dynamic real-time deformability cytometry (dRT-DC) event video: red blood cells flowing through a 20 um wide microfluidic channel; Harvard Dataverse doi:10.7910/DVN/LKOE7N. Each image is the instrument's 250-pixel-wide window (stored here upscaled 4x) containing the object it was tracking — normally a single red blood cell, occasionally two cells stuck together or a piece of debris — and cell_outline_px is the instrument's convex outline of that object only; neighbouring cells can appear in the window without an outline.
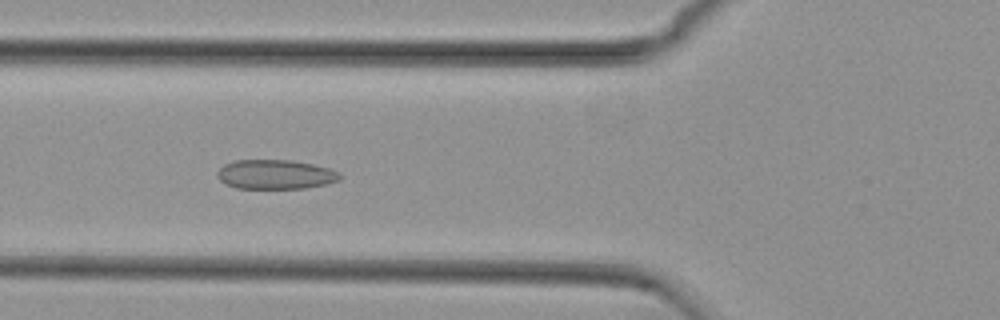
{"species": "common noctule bat (a hibernating species)", "species_latin": "Nyctalus noctula", "temperature_condition": "cold", "stored_images_in_passage": 54, "camera_frame_rate_fps": 3000, "um_per_image_px": 0.085, "animal": {"sex": "female", "body_mass_g": 29.2, "forearm_length_mm": 56.3}, "frame": {"image": 1, "passage_image": 20, "time_ms": 6.333, "image_size_px": [1000, 320], "cell_outline_px": [[340, 180], [324, 184], [304, 188], [236, 188], [224, 184], [216, 176], [216, 172], [224, 164], [236, 160], [292, 160], [312, 164], [328, 168], [340, 172]], "centroid_in_image_um": [23.37, 14.82], "position_along_channel_um": 102.4, "area_um2": 20.98}}
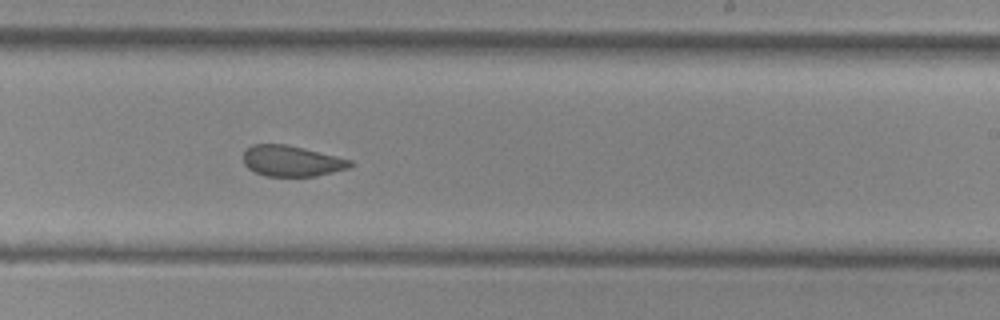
{"frame": {"image": 2, "passage_image": 33, "time_ms": 10.667, "image_size_px": [1000, 320], "cell_outline_px": [[352, 164], [348, 168], [316, 176], [264, 176], [248, 168], [244, 164], [244, 152], [252, 144], [284, 144], [336, 156], [352, 160]], "centroid_in_image_um": [24.77, 13.69], "position_along_channel_um": 264.2, "area_um2": 18.9}}
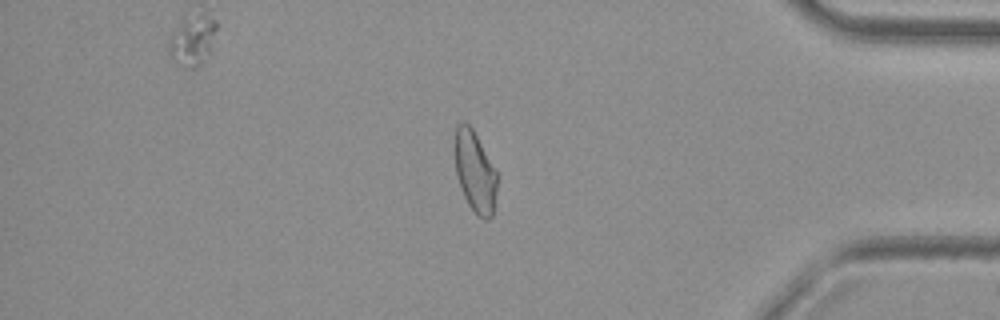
{"frame": {"image": 3, "passage_image": 46, "time_ms": 15.0, "image_size_px": [1000, 320], "cell_outline_px": [[500, 176], [492, 216], [488, 220], [484, 220], [476, 216], [468, 204], [464, 196], [456, 172], [452, 148], [456, 124], [464, 120], [472, 128]], "centroid_in_image_um": [40.37, 14.58], "position_along_channel_um": 394.8, "area_um2": 20.87}, "authors_computed_cell_mechanics": {"area_um2": 21.5594, "velocity_mm_per_s": 3.7322, "shape_relaxation_time_tau1_ms": null, "shape_relaxation_time_tau2_ms": 1.3361, "deformation_change_tau1": null, "deformation_change_tau2": 0.0776}}